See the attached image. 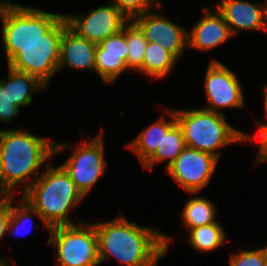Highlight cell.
Returning <instances> with one entry per match:
<instances>
[{
	"label": "cell",
	"instance_id": "16",
	"mask_svg": "<svg viewBox=\"0 0 267 266\" xmlns=\"http://www.w3.org/2000/svg\"><path fill=\"white\" fill-rule=\"evenodd\" d=\"M96 47L97 44L77 36L67 27L61 39L58 71L65 67L76 71L89 69L95 73Z\"/></svg>",
	"mask_w": 267,
	"mask_h": 266
},
{
	"label": "cell",
	"instance_id": "17",
	"mask_svg": "<svg viewBox=\"0 0 267 266\" xmlns=\"http://www.w3.org/2000/svg\"><path fill=\"white\" fill-rule=\"evenodd\" d=\"M166 111L171 119L167 120L162 115L160 119L145 127L134 140L125 146L136 154L142 165L155 153L163 136L177 123L174 109H166Z\"/></svg>",
	"mask_w": 267,
	"mask_h": 266
},
{
	"label": "cell",
	"instance_id": "8",
	"mask_svg": "<svg viewBox=\"0 0 267 266\" xmlns=\"http://www.w3.org/2000/svg\"><path fill=\"white\" fill-rule=\"evenodd\" d=\"M104 146L103 132H100L91 141L78 143L72 154L60 165L84 197L97 184L108 167Z\"/></svg>",
	"mask_w": 267,
	"mask_h": 266
},
{
	"label": "cell",
	"instance_id": "23",
	"mask_svg": "<svg viewBox=\"0 0 267 266\" xmlns=\"http://www.w3.org/2000/svg\"><path fill=\"white\" fill-rule=\"evenodd\" d=\"M125 35L128 47L127 66L129 70L137 72L142 67L148 41L133 21H129L125 25Z\"/></svg>",
	"mask_w": 267,
	"mask_h": 266
},
{
	"label": "cell",
	"instance_id": "26",
	"mask_svg": "<svg viewBox=\"0 0 267 266\" xmlns=\"http://www.w3.org/2000/svg\"><path fill=\"white\" fill-rule=\"evenodd\" d=\"M20 108L13 104L8 93V74L7 80L0 79V122L11 123L13 118L17 117L20 112Z\"/></svg>",
	"mask_w": 267,
	"mask_h": 266
},
{
	"label": "cell",
	"instance_id": "1",
	"mask_svg": "<svg viewBox=\"0 0 267 266\" xmlns=\"http://www.w3.org/2000/svg\"><path fill=\"white\" fill-rule=\"evenodd\" d=\"M67 148V142L48 140L21 128L0 129V196L14 197L20 183L23 190L19 191L24 193L41 175V167Z\"/></svg>",
	"mask_w": 267,
	"mask_h": 266
},
{
	"label": "cell",
	"instance_id": "15",
	"mask_svg": "<svg viewBox=\"0 0 267 266\" xmlns=\"http://www.w3.org/2000/svg\"><path fill=\"white\" fill-rule=\"evenodd\" d=\"M202 8L203 16L187 31L188 47L200 51L212 50L223 45L233 35L222 14L212 6Z\"/></svg>",
	"mask_w": 267,
	"mask_h": 266
},
{
	"label": "cell",
	"instance_id": "18",
	"mask_svg": "<svg viewBox=\"0 0 267 266\" xmlns=\"http://www.w3.org/2000/svg\"><path fill=\"white\" fill-rule=\"evenodd\" d=\"M44 89L46 90L47 86L37 77L8 66V93L14 105L19 107L30 105L33 96Z\"/></svg>",
	"mask_w": 267,
	"mask_h": 266
},
{
	"label": "cell",
	"instance_id": "31",
	"mask_svg": "<svg viewBox=\"0 0 267 266\" xmlns=\"http://www.w3.org/2000/svg\"><path fill=\"white\" fill-rule=\"evenodd\" d=\"M10 263L9 259L0 257V266H10Z\"/></svg>",
	"mask_w": 267,
	"mask_h": 266
},
{
	"label": "cell",
	"instance_id": "20",
	"mask_svg": "<svg viewBox=\"0 0 267 266\" xmlns=\"http://www.w3.org/2000/svg\"><path fill=\"white\" fill-rule=\"evenodd\" d=\"M186 147L181 127L176 123L161 141L155 153L142 165L144 169H152L158 163L167 162L165 169L181 154Z\"/></svg>",
	"mask_w": 267,
	"mask_h": 266
},
{
	"label": "cell",
	"instance_id": "11",
	"mask_svg": "<svg viewBox=\"0 0 267 266\" xmlns=\"http://www.w3.org/2000/svg\"><path fill=\"white\" fill-rule=\"evenodd\" d=\"M63 17L71 31L95 44L120 32L130 21L111 2L90 9L86 15L63 14Z\"/></svg>",
	"mask_w": 267,
	"mask_h": 266
},
{
	"label": "cell",
	"instance_id": "4",
	"mask_svg": "<svg viewBox=\"0 0 267 266\" xmlns=\"http://www.w3.org/2000/svg\"><path fill=\"white\" fill-rule=\"evenodd\" d=\"M186 146L220 159L219 148L245 143V133L230 125L224 114L199 109H174Z\"/></svg>",
	"mask_w": 267,
	"mask_h": 266
},
{
	"label": "cell",
	"instance_id": "19",
	"mask_svg": "<svg viewBox=\"0 0 267 266\" xmlns=\"http://www.w3.org/2000/svg\"><path fill=\"white\" fill-rule=\"evenodd\" d=\"M177 61L171 52L156 42H148L142 67L137 72L152 77L151 80L163 79L171 72Z\"/></svg>",
	"mask_w": 267,
	"mask_h": 266
},
{
	"label": "cell",
	"instance_id": "28",
	"mask_svg": "<svg viewBox=\"0 0 267 266\" xmlns=\"http://www.w3.org/2000/svg\"><path fill=\"white\" fill-rule=\"evenodd\" d=\"M255 123L257 124V127H258V134H257L258 137L255 135L245 133V142L256 141L257 143L258 141V143H260L258 153L256 156V160H255L256 163L254 162L255 165H258V163L261 164V163L267 162V118H266V123L259 121L257 119L255 120Z\"/></svg>",
	"mask_w": 267,
	"mask_h": 266
},
{
	"label": "cell",
	"instance_id": "32",
	"mask_svg": "<svg viewBox=\"0 0 267 266\" xmlns=\"http://www.w3.org/2000/svg\"><path fill=\"white\" fill-rule=\"evenodd\" d=\"M264 266H267V245L264 247Z\"/></svg>",
	"mask_w": 267,
	"mask_h": 266
},
{
	"label": "cell",
	"instance_id": "27",
	"mask_svg": "<svg viewBox=\"0 0 267 266\" xmlns=\"http://www.w3.org/2000/svg\"><path fill=\"white\" fill-rule=\"evenodd\" d=\"M229 266H264V247L231 254Z\"/></svg>",
	"mask_w": 267,
	"mask_h": 266
},
{
	"label": "cell",
	"instance_id": "25",
	"mask_svg": "<svg viewBox=\"0 0 267 266\" xmlns=\"http://www.w3.org/2000/svg\"><path fill=\"white\" fill-rule=\"evenodd\" d=\"M158 0H112V4L130 21L153 8H161Z\"/></svg>",
	"mask_w": 267,
	"mask_h": 266
},
{
	"label": "cell",
	"instance_id": "22",
	"mask_svg": "<svg viewBox=\"0 0 267 266\" xmlns=\"http://www.w3.org/2000/svg\"><path fill=\"white\" fill-rule=\"evenodd\" d=\"M188 231L189 243L195 250L202 253L214 251L224 245L225 242H229L225 240L226 233L219 222L192 228Z\"/></svg>",
	"mask_w": 267,
	"mask_h": 266
},
{
	"label": "cell",
	"instance_id": "2",
	"mask_svg": "<svg viewBox=\"0 0 267 266\" xmlns=\"http://www.w3.org/2000/svg\"><path fill=\"white\" fill-rule=\"evenodd\" d=\"M111 221L95 222L99 262L114 257L125 266H157L172 241L158 229L128 220L120 211Z\"/></svg>",
	"mask_w": 267,
	"mask_h": 266
},
{
	"label": "cell",
	"instance_id": "5",
	"mask_svg": "<svg viewBox=\"0 0 267 266\" xmlns=\"http://www.w3.org/2000/svg\"><path fill=\"white\" fill-rule=\"evenodd\" d=\"M63 14L0 0L1 37L7 65L32 42H37Z\"/></svg>",
	"mask_w": 267,
	"mask_h": 266
},
{
	"label": "cell",
	"instance_id": "3",
	"mask_svg": "<svg viewBox=\"0 0 267 266\" xmlns=\"http://www.w3.org/2000/svg\"><path fill=\"white\" fill-rule=\"evenodd\" d=\"M20 196L38 212L48 231L52 227L75 224L68 213L84 200L64 169L51 164Z\"/></svg>",
	"mask_w": 267,
	"mask_h": 266
},
{
	"label": "cell",
	"instance_id": "10",
	"mask_svg": "<svg viewBox=\"0 0 267 266\" xmlns=\"http://www.w3.org/2000/svg\"><path fill=\"white\" fill-rule=\"evenodd\" d=\"M205 75L204 89L208 106L204 109L223 114L221 110L224 108L239 109L245 106L239 79L223 62L213 58L208 63Z\"/></svg>",
	"mask_w": 267,
	"mask_h": 266
},
{
	"label": "cell",
	"instance_id": "6",
	"mask_svg": "<svg viewBox=\"0 0 267 266\" xmlns=\"http://www.w3.org/2000/svg\"><path fill=\"white\" fill-rule=\"evenodd\" d=\"M47 244L56 248L58 266H98L99 248L95 226L82 223L49 229Z\"/></svg>",
	"mask_w": 267,
	"mask_h": 266
},
{
	"label": "cell",
	"instance_id": "29",
	"mask_svg": "<svg viewBox=\"0 0 267 266\" xmlns=\"http://www.w3.org/2000/svg\"><path fill=\"white\" fill-rule=\"evenodd\" d=\"M10 217V197L0 196V241L6 236Z\"/></svg>",
	"mask_w": 267,
	"mask_h": 266
},
{
	"label": "cell",
	"instance_id": "30",
	"mask_svg": "<svg viewBox=\"0 0 267 266\" xmlns=\"http://www.w3.org/2000/svg\"><path fill=\"white\" fill-rule=\"evenodd\" d=\"M264 89V111H265V118H267V84L263 87Z\"/></svg>",
	"mask_w": 267,
	"mask_h": 266
},
{
	"label": "cell",
	"instance_id": "21",
	"mask_svg": "<svg viewBox=\"0 0 267 266\" xmlns=\"http://www.w3.org/2000/svg\"><path fill=\"white\" fill-rule=\"evenodd\" d=\"M217 208L215 204L205 197H191L184 205L181 217L185 228H192L208 225L216 221Z\"/></svg>",
	"mask_w": 267,
	"mask_h": 266
},
{
	"label": "cell",
	"instance_id": "7",
	"mask_svg": "<svg viewBox=\"0 0 267 266\" xmlns=\"http://www.w3.org/2000/svg\"><path fill=\"white\" fill-rule=\"evenodd\" d=\"M67 27L62 16L39 41L23 47L7 66L37 77L48 87L51 78L58 72L61 39Z\"/></svg>",
	"mask_w": 267,
	"mask_h": 266
},
{
	"label": "cell",
	"instance_id": "14",
	"mask_svg": "<svg viewBox=\"0 0 267 266\" xmlns=\"http://www.w3.org/2000/svg\"><path fill=\"white\" fill-rule=\"evenodd\" d=\"M128 47L123 29L103 40L96 47L95 73L101 77L103 82L111 84L128 70L127 66Z\"/></svg>",
	"mask_w": 267,
	"mask_h": 266
},
{
	"label": "cell",
	"instance_id": "13",
	"mask_svg": "<svg viewBox=\"0 0 267 266\" xmlns=\"http://www.w3.org/2000/svg\"><path fill=\"white\" fill-rule=\"evenodd\" d=\"M215 8L222 14L233 36L242 30L267 32V0L261 3L220 0Z\"/></svg>",
	"mask_w": 267,
	"mask_h": 266
},
{
	"label": "cell",
	"instance_id": "24",
	"mask_svg": "<svg viewBox=\"0 0 267 266\" xmlns=\"http://www.w3.org/2000/svg\"><path fill=\"white\" fill-rule=\"evenodd\" d=\"M13 200H14V197H10V217H9V224L7 228V234L12 235V234L17 233L20 235L23 232V231L21 232V230H23L24 228L26 229L28 226L29 228L26 229L27 230L26 233L29 230L31 231V226L33 225L32 217H31L32 214L37 216L39 219H41V222H43L38 212L35 211L25 200L20 198V201L18 203L19 205L17 206H14L12 204Z\"/></svg>",
	"mask_w": 267,
	"mask_h": 266
},
{
	"label": "cell",
	"instance_id": "9",
	"mask_svg": "<svg viewBox=\"0 0 267 266\" xmlns=\"http://www.w3.org/2000/svg\"><path fill=\"white\" fill-rule=\"evenodd\" d=\"M218 161L219 159L210 153L186 146L165 172L182 190L196 195L209 185Z\"/></svg>",
	"mask_w": 267,
	"mask_h": 266
},
{
	"label": "cell",
	"instance_id": "12",
	"mask_svg": "<svg viewBox=\"0 0 267 266\" xmlns=\"http://www.w3.org/2000/svg\"><path fill=\"white\" fill-rule=\"evenodd\" d=\"M157 12L147 11L132 21L144 33L148 42H156L180 59L188 47L187 30L163 16L160 11Z\"/></svg>",
	"mask_w": 267,
	"mask_h": 266
}]
</instances>
